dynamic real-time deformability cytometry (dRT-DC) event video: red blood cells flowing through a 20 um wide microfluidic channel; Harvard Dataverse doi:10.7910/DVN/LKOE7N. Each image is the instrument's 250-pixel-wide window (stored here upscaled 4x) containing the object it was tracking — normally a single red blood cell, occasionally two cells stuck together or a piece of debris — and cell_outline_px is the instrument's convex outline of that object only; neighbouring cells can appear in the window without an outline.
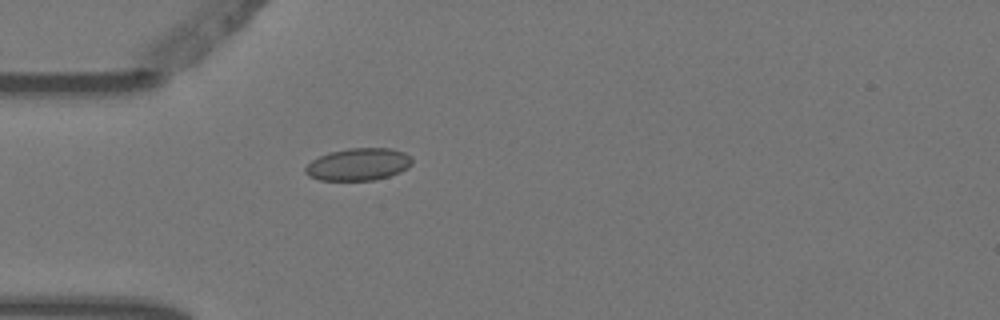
{"species": "Egyptian fruit bat (a non-hibernating species)", "species_latin": "Rousettus aegyptiacus", "temperature_condition": "warm", "stored_images_in_passage": 3, "camera_frame_rate_fps": 3000, "um_per_image_px": 0.085, "animal": {"sex": "female"}, "frame": {"image": 1, "passage_image": 3, "time_ms": 0.667, "image_size_px": [1000, 320], "cell_outline_px": [[412, 164], [408, 168], [400, 172], [376, 180], [320, 180], [308, 176], [304, 172], [304, 168], [312, 160], [328, 152], [348, 148], [392, 148], [404, 152], [412, 156]], "centroid_in_image_um": [30.47, 13.96], "position_along_channel_um": 54.5, "area_um2": 20.29}}